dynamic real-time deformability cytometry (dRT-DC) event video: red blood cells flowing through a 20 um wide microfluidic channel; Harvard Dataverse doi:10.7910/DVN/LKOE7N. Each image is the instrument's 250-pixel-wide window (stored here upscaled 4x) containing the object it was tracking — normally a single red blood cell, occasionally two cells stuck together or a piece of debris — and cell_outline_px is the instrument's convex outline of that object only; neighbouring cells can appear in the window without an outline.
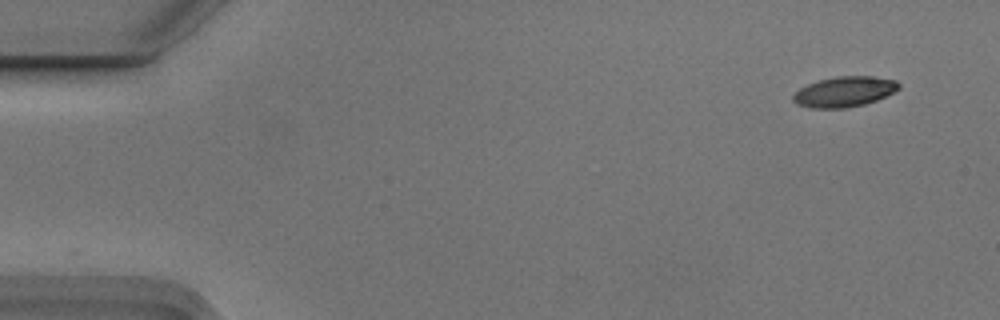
{"species": "Egyptian fruit bat (a non-hibernating species)", "species_latin": "Rousettus aegyptiacus", "temperature_condition": "cold", "stored_images_in_passage": 6, "camera_frame_rate_fps": 3000, "um_per_image_px": 0.085, "animal": {"sex": "male"}, "frame": {"image": 1, "passage_image": 6, "time_ms": 1.667, "image_size_px": [1000, 320], "cell_outline_px": [[900, 88], [876, 100], [864, 104], [844, 108], [812, 108], [796, 104], [792, 100], [792, 96], [800, 88], [808, 84], [820, 80], [836, 76], [872, 76], [896, 80], [900, 84]], "centroid_in_image_um": [71.76, 7.79], "position_along_channel_um": 13.2, "area_um2": 18.55}}